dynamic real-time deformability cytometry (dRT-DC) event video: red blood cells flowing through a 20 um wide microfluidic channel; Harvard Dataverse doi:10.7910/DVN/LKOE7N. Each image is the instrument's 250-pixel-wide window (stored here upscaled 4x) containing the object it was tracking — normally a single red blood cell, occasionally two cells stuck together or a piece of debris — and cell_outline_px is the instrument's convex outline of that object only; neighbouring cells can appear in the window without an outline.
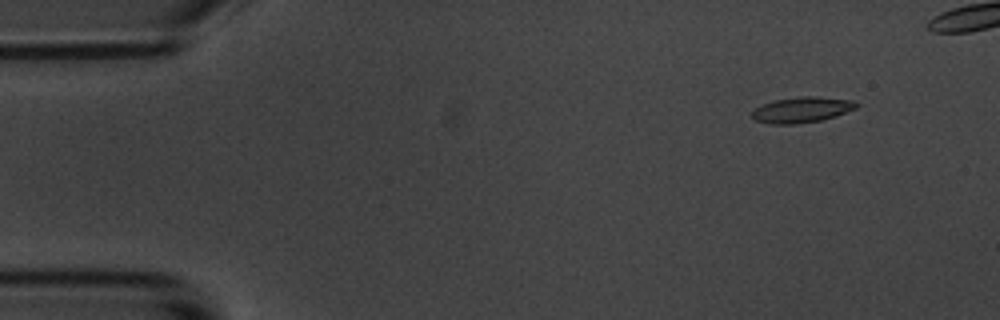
{"species": "common noctule bat (a hibernating species)", "species_latin": "Nyctalus noctula", "temperature_condition": "room temperature", "stored_images_in_passage": 52, "camera_frame_rate_fps": 3000, "um_per_image_px": 0.085, "animal": {"sex": "male", "body_mass_g": 20.1, "forearm_length_mm": 53.5}, "frame": {"image": 1, "passage_image": 6, "time_ms": 1.667, "image_size_px": [1000, 320], "cell_outline_px": [[860, 104], [856, 108], [836, 116], [820, 120], [796, 124], [772, 124], [756, 120], [752, 116], [752, 112], [756, 108], [764, 104], [776, 100], [800, 96], [816, 96], [852, 100]], "centroid_in_image_um": [68.19, 9.33], "position_along_channel_um": 16.8, "area_um2": 15.43}}
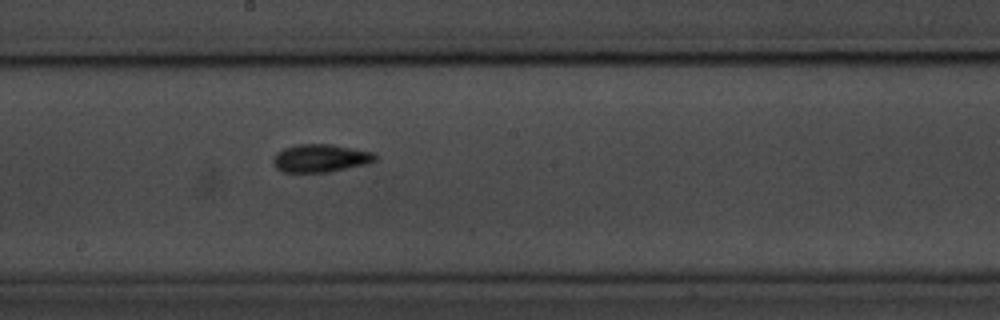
{"frame": {"image": 2, "passage_image": 31, "time_ms": 10.0, "image_size_px": [1000, 320], "cell_outline_px": [[376, 160], [368, 164], [332, 172], [284, 172], [276, 168], [272, 160], [276, 152], [284, 148], [296, 144], [332, 144], [376, 152]], "centroid_in_image_um": [27.28, 13.44], "position_along_channel_um": 220.9, "area_um2": 16.94}}
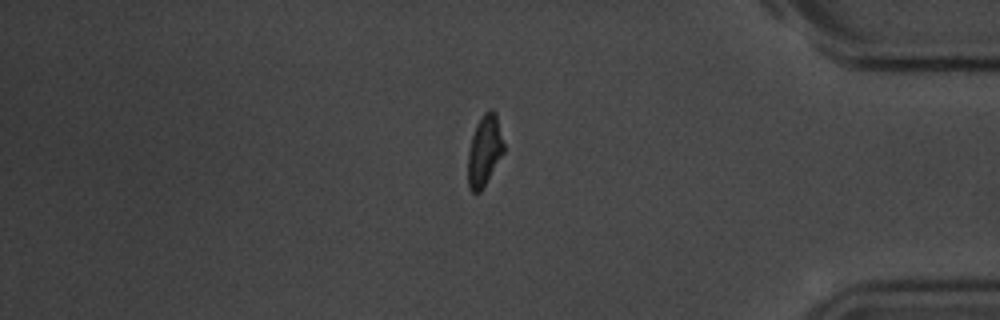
{"frame": {"image": 3, "passage_image": 48, "time_ms": 15.667, "image_size_px": [1000, 320], "cell_outline_px": [[504, 152], [480, 192], [472, 192], [468, 188], [468, 152], [472, 136], [476, 124], [480, 116], [488, 108], [492, 108], [496, 112], [504, 144]], "centroid_in_image_um": [41.18, 12.75], "position_along_channel_um": 394.0, "area_um2": 14.85}, "authors_computed_cell_mechanics": {"area_um2": 15.4904, "velocity_mm_per_s": 3.5613, "shape_relaxation_time_tau1_ms": 2.6649, "shape_relaxation_time_tau2_ms": 2.2804, "deformation_change_tau1": 0.1477, "deformation_change_tau2": 0.0948}}